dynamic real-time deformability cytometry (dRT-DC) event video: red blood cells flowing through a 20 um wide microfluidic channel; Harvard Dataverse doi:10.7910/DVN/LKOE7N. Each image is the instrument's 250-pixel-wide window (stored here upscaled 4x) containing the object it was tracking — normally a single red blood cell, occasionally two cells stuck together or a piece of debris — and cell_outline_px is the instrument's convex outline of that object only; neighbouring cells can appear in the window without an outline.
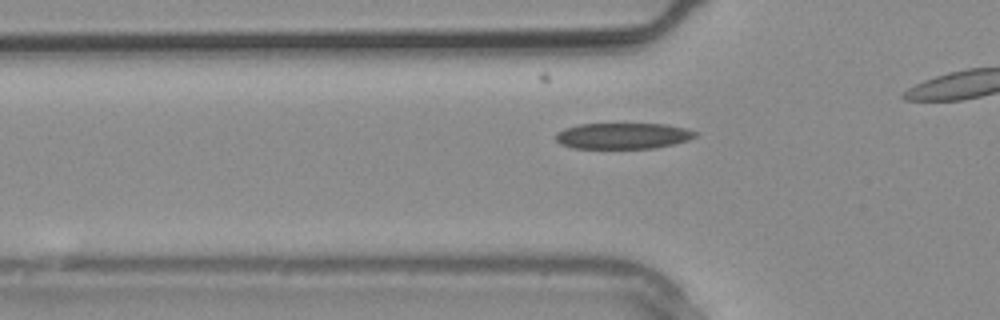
{"species": "common noctule bat (a hibernating species)", "species_latin": "Nyctalus noctula", "temperature_condition": "warm", "stored_images_in_passage": 4, "camera_frame_rate_fps": 3000, "um_per_image_px": 0.085, "animal": {"sex": "male", "body_mass_g": 20.4}, "frame": {"image": 1, "passage_image": 4, "time_ms": 1.0, "image_size_px": [1000, 320], "cell_outline_px": [[700, 132], [696, 136], [688, 140], [676, 144], [656, 148], [572, 148], [560, 144], [556, 140], [556, 132], [564, 128], [580, 124], [664, 124], [684, 128]], "centroid_in_image_um": [52.96, 11.55], "position_along_channel_um": 72.8, "area_um2": 21.27}}